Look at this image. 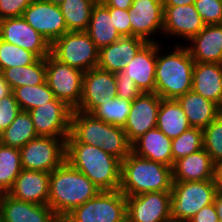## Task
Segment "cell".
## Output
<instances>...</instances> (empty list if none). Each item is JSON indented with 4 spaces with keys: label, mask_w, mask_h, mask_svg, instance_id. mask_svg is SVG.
Here are the masks:
<instances>
[{
    "label": "cell",
    "mask_w": 222,
    "mask_h": 222,
    "mask_svg": "<svg viewBox=\"0 0 222 222\" xmlns=\"http://www.w3.org/2000/svg\"><path fill=\"white\" fill-rule=\"evenodd\" d=\"M65 161L86 175L101 191L118 190L121 185V161L101 147L86 143H66Z\"/></svg>",
    "instance_id": "6da1fadb"
},
{
    "label": "cell",
    "mask_w": 222,
    "mask_h": 222,
    "mask_svg": "<svg viewBox=\"0 0 222 222\" xmlns=\"http://www.w3.org/2000/svg\"><path fill=\"white\" fill-rule=\"evenodd\" d=\"M101 190L66 161L50 173L48 206L63 219L75 207L95 197Z\"/></svg>",
    "instance_id": "7a4b0ae2"
},
{
    "label": "cell",
    "mask_w": 222,
    "mask_h": 222,
    "mask_svg": "<svg viewBox=\"0 0 222 222\" xmlns=\"http://www.w3.org/2000/svg\"><path fill=\"white\" fill-rule=\"evenodd\" d=\"M160 47L157 42L155 93L162 99H177L192 90L195 61L181 43L165 56L159 54Z\"/></svg>",
    "instance_id": "3957f363"
},
{
    "label": "cell",
    "mask_w": 222,
    "mask_h": 222,
    "mask_svg": "<svg viewBox=\"0 0 222 222\" xmlns=\"http://www.w3.org/2000/svg\"><path fill=\"white\" fill-rule=\"evenodd\" d=\"M172 167L140 157L132 151L121 162L119 190L127 196L171 191Z\"/></svg>",
    "instance_id": "277c9868"
},
{
    "label": "cell",
    "mask_w": 222,
    "mask_h": 222,
    "mask_svg": "<svg viewBox=\"0 0 222 222\" xmlns=\"http://www.w3.org/2000/svg\"><path fill=\"white\" fill-rule=\"evenodd\" d=\"M215 194L214 179L173 181L170 199L171 219L188 222L200 209L214 202Z\"/></svg>",
    "instance_id": "5b68a950"
},
{
    "label": "cell",
    "mask_w": 222,
    "mask_h": 222,
    "mask_svg": "<svg viewBox=\"0 0 222 222\" xmlns=\"http://www.w3.org/2000/svg\"><path fill=\"white\" fill-rule=\"evenodd\" d=\"M126 196L118 189L100 191L95 197L75 207L65 222H127Z\"/></svg>",
    "instance_id": "8992f818"
},
{
    "label": "cell",
    "mask_w": 222,
    "mask_h": 222,
    "mask_svg": "<svg viewBox=\"0 0 222 222\" xmlns=\"http://www.w3.org/2000/svg\"><path fill=\"white\" fill-rule=\"evenodd\" d=\"M50 54L83 72L97 67L99 61V49L86 31L66 32L51 43Z\"/></svg>",
    "instance_id": "52a82bcc"
},
{
    "label": "cell",
    "mask_w": 222,
    "mask_h": 222,
    "mask_svg": "<svg viewBox=\"0 0 222 222\" xmlns=\"http://www.w3.org/2000/svg\"><path fill=\"white\" fill-rule=\"evenodd\" d=\"M46 83L55 98L64 101L73 110L80 105L84 72L60 62L51 54L45 57Z\"/></svg>",
    "instance_id": "ba28073f"
},
{
    "label": "cell",
    "mask_w": 222,
    "mask_h": 222,
    "mask_svg": "<svg viewBox=\"0 0 222 222\" xmlns=\"http://www.w3.org/2000/svg\"><path fill=\"white\" fill-rule=\"evenodd\" d=\"M66 139L38 136L21 149V164L26 170L51 173L65 162Z\"/></svg>",
    "instance_id": "9c48e42d"
},
{
    "label": "cell",
    "mask_w": 222,
    "mask_h": 222,
    "mask_svg": "<svg viewBox=\"0 0 222 222\" xmlns=\"http://www.w3.org/2000/svg\"><path fill=\"white\" fill-rule=\"evenodd\" d=\"M28 112L38 136L55 138L69 136L73 109L64 101L54 98Z\"/></svg>",
    "instance_id": "30bf717a"
},
{
    "label": "cell",
    "mask_w": 222,
    "mask_h": 222,
    "mask_svg": "<svg viewBox=\"0 0 222 222\" xmlns=\"http://www.w3.org/2000/svg\"><path fill=\"white\" fill-rule=\"evenodd\" d=\"M171 191L127 196V222H166L170 216Z\"/></svg>",
    "instance_id": "8fae6325"
},
{
    "label": "cell",
    "mask_w": 222,
    "mask_h": 222,
    "mask_svg": "<svg viewBox=\"0 0 222 222\" xmlns=\"http://www.w3.org/2000/svg\"><path fill=\"white\" fill-rule=\"evenodd\" d=\"M23 19L51 44L68 32L59 5L43 0H33L24 10Z\"/></svg>",
    "instance_id": "7c38bea8"
},
{
    "label": "cell",
    "mask_w": 222,
    "mask_h": 222,
    "mask_svg": "<svg viewBox=\"0 0 222 222\" xmlns=\"http://www.w3.org/2000/svg\"><path fill=\"white\" fill-rule=\"evenodd\" d=\"M117 95L115 74L98 67L84 72L83 91L76 110L91 114L99 105Z\"/></svg>",
    "instance_id": "4fadbf2b"
},
{
    "label": "cell",
    "mask_w": 222,
    "mask_h": 222,
    "mask_svg": "<svg viewBox=\"0 0 222 222\" xmlns=\"http://www.w3.org/2000/svg\"><path fill=\"white\" fill-rule=\"evenodd\" d=\"M0 39L33 52L39 58H45L50 54L49 41L34 30L23 17L1 19Z\"/></svg>",
    "instance_id": "5bb4252c"
},
{
    "label": "cell",
    "mask_w": 222,
    "mask_h": 222,
    "mask_svg": "<svg viewBox=\"0 0 222 222\" xmlns=\"http://www.w3.org/2000/svg\"><path fill=\"white\" fill-rule=\"evenodd\" d=\"M130 11L131 36L147 43L158 42L151 36L163 32L164 4L162 0H133Z\"/></svg>",
    "instance_id": "9a60e30c"
},
{
    "label": "cell",
    "mask_w": 222,
    "mask_h": 222,
    "mask_svg": "<svg viewBox=\"0 0 222 222\" xmlns=\"http://www.w3.org/2000/svg\"><path fill=\"white\" fill-rule=\"evenodd\" d=\"M161 97L156 93H141L133 101L124 130L132 144L148 130L156 128Z\"/></svg>",
    "instance_id": "2e32d148"
},
{
    "label": "cell",
    "mask_w": 222,
    "mask_h": 222,
    "mask_svg": "<svg viewBox=\"0 0 222 222\" xmlns=\"http://www.w3.org/2000/svg\"><path fill=\"white\" fill-rule=\"evenodd\" d=\"M0 219L3 222H58L60 218L48 205H37L0 194Z\"/></svg>",
    "instance_id": "e0dca14e"
},
{
    "label": "cell",
    "mask_w": 222,
    "mask_h": 222,
    "mask_svg": "<svg viewBox=\"0 0 222 222\" xmlns=\"http://www.w3.org/2000/svg\"><path fill=\"white\" fill-rule=\"evenodd\" d=\"M205 23L196 11L195 5L164 6L163 34L186 38L189 41L197 35Z\"/></svg>",
    "instance_id": "ac0fdd59"
},
{
    "label": "cell",
    "mask_w": 222,
    "mask_h": 222,
    "mask_svg": "<svg viewBox=\"0 0 222 222\" xmlns=\"http://www.w3.org/2000/svg\"><path fill=\"white\" fill-rule=\"evenodd\" d=\"M50 173L23 169L16 177L8 195L25 202L47 205Z\"/></svg>",
    "instance_id": "d6986e66"
},
{
    "label": "cell",
    "mask_w": 222,
    "mask_h": 222,
    "mask_svg": "<svg viewBox=\"0 0 222 222\" xmlns=\"http://www.w3.org/2000/svg\"><path fill=\"white\" fill-rule=\"evenodd\" d=\"M107 123L96 119L92 114L73 110L70 134L66 143H86L101 147L106 152Z\"/></svg>",
    "instance_id": "ffe728a7"
},
{
    "label": "cell",
    "mask_w": 222,
    "mask_h": 222,
    "mask_svg": "<svg viewBox=\"0 0 222 222\" xmlns=\"http://www.w3.org/2000/svg\"><path fill=\"white\" fill-rule=\"evenodd\" d=\"M146 43L139 37L123 36L99 50L97 67L114 74L123 71Z\"/></svg>",
    "instance_id": "44dd1931"
},
{
    "label": "cell",
    "mask_w": 222,
    "mask_h": 222,
    "mask_svg": "<svg viewBox=\"0 0 222 222\" xmlns=\"http://www.w3.org/2000/svg\"><path fill=\"white\" fill-rule=\"evenodd\" d=\"M157 42L146 43L124 71L143 93H155Z\"/></svg>",
    "instance_id": "7402d4cb"
},
{
    "label": "cell",
    "mask_w": 222,
    "mask_h": 222,
    "mask_svg": "<svg viewBox=\"0 0 222 222\" xmlns=\"http://www.w3.org/2000/svg\"><path fill=\"white\" fill-rule=\"evenodd\" d=\"M186 45L191 57L199 63H222V24L205 27Z\"/></svg>",
    "instance_id": "603a6c76"
},
{
    "label": "cell",
    "mask_w": 222,
    "mask_h": 222,
    "mask_svg": "<svg viewBox=\"0 0 222 222\" xmlns=\"http://www.w3.org/2000/svg\"><path fill=\"white\" fill-rule=\"evenodd\" d=\"M192 91L222 109V63H199L193 67Z\"/></svg>",
    "instance_id": "cb8c5ba5"
},
{
    "label": "cell",
    "mask_w": 222,
    "mask_h": 222,
    "mask_svg": "<svg viewBox=\"0 0 222 222\" xmlns=\"http://www.w3.org/2000/svg\"><path fill=\"white\" fill-rule=\"evenodd\" d=\"M172 139L157 127L148 130L131 144V151L143 158L173 167Z\"/></svg>",
    "instance_id": "d4e9b609"
},
{
    "label": "cell",
    "mask_w": 222,
    "mask_h": 222,
    "mask_svg": "<svg viewBox=\"0 0 222 222\" xmlns=\"http://www.w3.org/2000/svg\"><path fill=\"white\" fill-rule=\"evenodd\" d=\"M213 177L214 163L204 148L176 160L172 167L173 181H205Z\"/></svg>",
    "instance_id": "484cf974"
},
{
    "label": "cell",
    "mask_w": 222,
    "mask_h": 222,
    "mask_svg": "<svg viewBox=\"0 0 222 222\" xmlns=\"http://www.w3.org/2000/svg\"><path fill=\"white\" fill-rule=\"evenodd\" d=\"M193 128L204 129L221 113L222 109L192 90L176 99Z\"/></svg>",
    "instance_id": "4316f807"
},
{
    "label": "cell",
    "mask_w": 222,
    "mask_h": 222,
    "mask_svg": "<svg viewBox=\"0 0 222 222\" xmlns=\"http://www.w3.org/2000/svg\"><path fill=\"white\" fill-rule=\"evenodd\" d=\"M86 32L99 50L122 37L114 27L109 10L99 0L92 8Z\"/></svg>",
    "instance_id": "83f0119b"
},
{
    "label": "cell",
    "mask_w": 222,
    "mask_h": 222,
    "mask_svg": "<svg viewBox=\"0 0 222 222\" xmlns=\"http://www.w3.org/2000/svg\"><path fill=\"white\" fill-rule=\"evenodd\" d=\"M156 127L170 139L191 128L186 114L176 99H161Z\"/></svg>",
    "instance_id": "f1b7e54d"
},
{
    "label": "cell",
    "mask_w": 222,
    "mask_h": 222,
    "mask_svg": "<svg viewBox=\"0 0 222 222\" xmlns=\"http://www.w3.org/2000/svg\"><path fill=\"white\" fill-rule=\"evenodd\" d=\"M38 137L31 115L28 111H21L13 122L0 133V143L21 149L32 139Z\"/></svg>",
    "instance_id": "f546056e"
},
{
    "label": "cell",
    "mask_w": 222,
    "mask_h": 222,
    "mask_svg": "<svg viewBox=\"0 0 222 222\" xmlns=\"http://www.w3.org/2000/svg\"><path fill=\"white\" fill-rule=\"evenodd\" d=\"M2 73L12 90L20 86L40 85L46 80L45 58H39L35 63L27 66L4 69Z\"/></svg>",
    "instance_id": "4dcf8cb0"
},
{
    "label": "cell",
    "mask_w": 222,
    "mask_h": 222,
    "mask_svg": "<svg viewBox=\"0 0 222 222\" xmlns=\"http://www.w3.org/2000/svg\"><path fill=\"white\" fill-rule=\"evenodd\" d=\"M98 0H64L61 13L68 31H87L93 6Z\"/></svg>",
    "instance_id": "1f68e13d"
},
{
    "label": "cell",
    "mask_w": 222,
    "mask_h": 222,
    "mask_svg": "<svg viewBox=\"0 0 222 222\" xmlns=\"http://www.w3.org/2000/svg\"><path fill=\"white\" fill-rule=\"evenodd\" d=\"M22 170L20 149L0 143V194H8Z\"/></svg>",
    "instance_id": "d6a6232c"
},
{
    "label": "cell",
    "mask_w": 222,
    "mask_h": 222,
    "mask_svg": "<svg viewBox=\"0 0 222 222\" xmlns=\"http://www.w3.org/2000/svg\"><path fill=\"white\" fill-rule=\"evenodd\" d=\"M12 92L23 111H30L55 98L53 91L49 88L46 81L36 86H20L14 88Z\"/></svg>",
    "instance_id": "836d02e7"
},
{
    "label": "cell",
    "mask_w": 222,
    "mask_h": 222,
    "mask_svg": "<svg viewBox=\"0 0 222 222\" xmlns=\"http://www.w3.org/2000/svg\"><path fill=\"white\" fill-rule=\"evenodd\" d=\"M132 101L114 97L99 105L91 114L99 120L124 128Z\"/></svg>",
    "instance_id": "e575fe53"
},
{
    "label": "cell",
    "mask_w": 222,
    "mask_h": 222,
    "mask_svg": "<svg viewBox=\"0 0 222 222\" xmlns=\"http://www.w3.org/2000/svg\"><path fill=\"white\" fill-rule=\"evenodd\" d=\"M203 149V130L200 128H189L178 137L172 139L171 150L174 162Z\"/></svg>",
    "instance_id": "d590c367"
},
{
    "label": "cell",
    "mask_w": 222,
    "mask_h": 222,
    "mask_svg": "<svg viewBox=\"0 0 222 222\" xmlns=\"http://www.w3.org/2000/svg\"><path fill=\"white\" fill-rule=\"evenodd\" d=\"M38 59L35 53L0 39V72L11 67L33 64Z\"/></svg>",
    "instance_id": "8d00e7d4"
},
{
    "label": "cell",
    "mask_w": 222,
    "mask_h": 222,
    "mask_svg": "<svg viewBox=\"0 0 222 222\" xmlns=\"http://www.w3.org/2000/svg\"><path fill=\"white\" fill-rule=\"evenodd\" d=\"M203 148L214 164L222 160V113L203 129Z\"/></svg>",
    "instance_id": "74e56055"
},
{
    "label": "cell",
    "mask_w": 222,
    "mask_h": 222,
    "mask_svg": "<svg viewBox=\"0 0 222 222\" xmlns=\"http://www.w3.org/2000/svg\"><path fill=\"white\" fill-rule=\"evenodd\" d=\"M131 152V143L122 127L107 123L106 153L118 158L121 162Z\"/></svg>",
    "instance_id": "f35d334b"
},
{
    "label": "cell",
    "mask_w": 222,
    "mask_h": 222,
    "mask_svg": "<svg viewBox=\"0 0 222 222\" xmlns=\"http://www.w3.org/2000/svg\"><path fill=\"white\" fill-rule=\"evenodd\" d=\"M194 5L205 25L222 24V0H195Z\"/></svg>",
    "instance_id": "ab89813d"
},
{
    "label": "cell",
    "mask_w": 222,
    "mask_h": 222,
    "mask_svg": "<svg viewBox=\"0 0 222 222\" xmlns=\"http://www.w3.org/2000/svg\"><path fill=\"white\" fill-rule=\"evenodd\" d=\"M21 111L13 92L0 99V133L13 122Z\"/></svg>",
    "instance_id": "60d3db41"
},
{
    "label": "cell",
    "mask_w": 222,
    "mask_h": 222,
    "mask_svg": "<svg viewBox=\"0 0 222 222\" xmlns=\"http://www.w3.org/2000/svg\"><path fill=\"white\" fill-rule=\"evenodd\" d=\"M117 95L116 97L133 101L142 92L137 87L136 83L127 77V73L123 70L115 73Z\"/></svg>",
    "instance_id": "b9f144b4"
},
{
    "label": "cell",
    "mask_w": 222,
    "mask_h": 222,
    "mask_svg": "<svg viewBox=\"0 0 222 222\" xmlns=\"http://www.w3.org/2000/svg\"><path fill=\"white\" fill-rule=\"evenodd\" d=\"M110 13L114 27L123 36H131L130 11L104 5Z\"/></svg>",
    "instance_id": "7bdbcfd3"
},
{
    "label": "cell",
    "mask_w": 222,
    "mask_h": 222,
    "mask_svg": "<svg viewBox=\"0 0 222 222\" xmlns=\"http://www.w3.org/2000/svg\"><path fill=\"white\" fill-rule=\"evenodd\" d=\"M33 0H0V20L22 17L24 10Z\"/></svg>",
    "instance_id": "ee69618b"
},
{
    "label": "cell",
    "mask_w": 222,
    "mask_h": 222,
    "mask_svg": "<svg viewBox=\"0 0 222 222\" xmlns=\"http://www.w3.org/2000/svg\"><path fill=\"white\" fill-rule=\"evenodd\" d=\"M188 222H219L214 203L204 206Z\"/></svg>",
    "instance_id": "f6af8a7d"
},
{
    "label": "cell",
    "mask_w": 222,
    "mask_h": 222,
    "mask_svg": "<svg viewBox=\"0 0 222 222\" xmlns=\"http://www.w3.org/2000/svg\"><path fill=\"white\" fill-rule=\"evenodd\" d=\"M103 5L115 7L123 10H129L133 0H99Z\"/></svg>",
    "instance_id": "bcb514c9"
},
{
    "label": "cell",
    "mask_w": 222,
    "mask_h": 222,
    "mask_svg": "<svg viewBox=\"0 0 222 222\" xmlns=\"http://www.w3.org/2000/svg\"><path fill=\"white\" fill-rule=\"evenodd\" d=\"M214 183L216 192L222 194V160L214 164Z\"/></svg>",
    "instance_id": "7dc6e473"
},
{
    "label": "cell",
    "mask_w": 222,
    "mask_h": 222,
    "mask_svg": "<svg viewBox=\"0 0 222 222\" xmlns=\"http://www.w3.org/2000/svg\"><path fill=\"white\" fill-rule=\"evenodd\" d=\"M12 89L8 82L5 80L4 75L0 72V99L10 95L12 93Z\"/></svg>",
    "instance_id": "c3c4849f"
},
{
    "label": "cell",
    "mask_w": 222,
    "mask_h": 222,
    "mask_svg": "<svg viewBox=\"0 0 222 222\" xmlns=\"http://www.w3.org/2000/svg\"><path fill=\"white\" fill-rule=\"evenodd\" d=\"M213 203L216 208L219 222H222V194L221 193L216 192Z\"/></svg>",
    "instance_id": "681fc988"
},
{
    "label": "cell",
    "mask_w": 222,
    "mask_h": 222,
    "mask_svg": "<svg viewBox=\"0 0 222 222\" xmlns=\"http://www.w3.org/2000/svg\"><path fill=\"white\" fill-rule=\"evenodd\" d=\"M164 6H184L194 4L195 0H162Z\"/></svg>",
    "instance_id": "f907efd6"
},
{
    "label": "cell",
    "mask_w": 222,
    "mask_h": 222,
    "mask_svg": "<svg viewBox=\"0 0 222 222\" xmlns=\"http://www.w3.org/2000/svg\"><path fill=\"white\" fill-rule=\"evenodd\" d=\"M43 1L50 2L55 5H60L64 0H43Z\"/></svg>",
    "instance_id": "816d5d0a"
},
{
    "label": "cell",
    "mask_w": 222,
    "mask_h": 222,
    "mask_svg": "<svg viewBox=\"0 0 222 222\" xmlns=\"http://www.w3.org/2000/svg\"><path fill=\"white\" fill-rule=\"evenodd\" d=\"M166 222H179V221H177V220H174V219H171V220H169V221H166Z\"/></svg>",
    "instance_id": "f5cc1de1"
}]
</instances>
